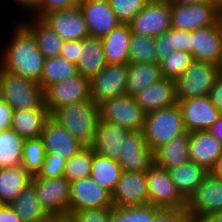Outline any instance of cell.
<instances>
[{"label": "cell", "mask_w": 222, "mask_h": 222, "mask_svg": "<svg viewBox=\"0 0 222 222\" xmlns=\"http://www.w3.org/2000/svg\"><path fill=\"white\" fill-rule=\"evenodd\" d=\"M82 1L83 0H41L39 10L33 18L42 19L50 12L77 7Z\"/></svg>", "instance_id": "45"}, {"label": "cell", "mask_w": 222, "mask_h": 222, "mask_svg": "<svg viewBox=\"0 0 222 222\" xmlns=\"http://www.w3.org/2000/svg\"><path fill=\"white\" fill-rule=\"evenodd\" d=\"M40 137L46 153H54V157L64 158L67 161L84 148L83 144L52 117L45 123Z\"/></svg>", "instance_id": "21"}, {"label": "cell", "mask_w": 222, "mask_h": 222, "mask_svg": "<svg viewBox=\"0 0 222 222\" xmlns=\"http://www.w3.org/2000/svg\"><path fill=\"white\" fill-rule=\"evenodd\" d=\"M14 110L12 107L4 100H0V131L10 129L12 125Z\"/></svg>", "instance_id": "51"}, {"label": "cell", "mask_w": 222, "mask_h": 222, "mask_svg": "<svg viewBox=\"0 0 222 222\" xmlns=\"http://www.w3.org/2000/svg\"><path fill=\"white\" fill-rule=\"evenodd\" d=\"M191 54L194 61L221 67L222 34L217 23L191 31Z\"/></svg>", "instance_id": "19"}, {"label": "cell", "mask_w": 222, "mask_h": 222, "mask_svg": "<svg viewBox=\"0 0 222 222\" xmlns=\"http://www.w3.org/2000/svg\"><path fill=\"white\" fill-rule=\"evenodd\" d=\"M208 132L214 135L222 146V115L217 122L208 129Z\"/></svg>", "instance_id": "55"}, {"label": "cell", "mask_w": 222, "mask_h": 222, "mask_svg": "<svg viewBox=\"0 0 222 222\" xmlns=\"http://www.w3.org/2000/svg\"><path fill=\"white\" fill-rule=\"evenodd\" d=\"M211 2L213 5H215L217 8L222 7V0H208Z\"/></svg>", "instance_id": "60"}, {"label": "cell", "mask_w": 222, "mask_h": 222, "mask_svg": "<svg viewBox=\"0 0 222 222\" xmlns=\"http://www.w3.org/2000/svg\"><path fill=\"white\" fill-rule=\"evenodd\" d=\"M79 47L80 40L64 41L60 56L77 65L79 62Z\"/></svg>", "instance_id": "49"}, {"label": "cell", "mask_w": 222, "mask_h": 222, "mask_svg": "<svg viewBox=\"0 0 222 222\" xmlns=\"http://www.w3.org/2000/svg\"><path fill=\"white\" fill-rule=\"evenodd\" d=\"M66 162L64 158L54 157V153H46L42 167L35 176L43 179L61 177L64 174Z\"/></svg>", "instance_id": "44"}, {"label": "cell", "mask_w": 222, "mask_h": 222, "mask_svg": "<svg viewBox=\"0 0 222 222\" xmlns=\"http://www.w3.org/2000/svg\"><path fill=\"white\" fill-rule=\"evenodd\" d=\"M31 184L45 212L66 220L69 215L70 181L64 176L43 179L33 175Z\"/></svg>", "instance_id": "5"}, {"label": "cell", "mask_w": 222, "mask_h": 222, "mask_svg": "<svg viewBox=\"0 0 222 222\" xmlns=\"http://www.w3.org/2000/svg\"><path fill=\"white\" fill-rule=\"evenodd\" d=\"M220 73L215 64L194 61L175 81L177 100L207 96Z\"/></svg>", "instance_id": "6"}, {"label": "cell", "mask_w": 222, "mask_h": 222, "mask_svg": "<svg viewBox=\"0 0 222 222\" xmlns=\"http://www.w3.org/2000/svg\"><path fill=\"white\" fill-rule=\"evenodd\" d=\"M50 117L51 113L47 108L45 110H15L11 129L24 139L40 137Z\"/></svg>", "instance_id": "31"}, {"label": "cell", "mask_w": 222, "mask_h": 222, "mask_svg": "<svg viewBox=\"0 0 222 222\" xmlns=\"http://www.w3.org/2000/svg\"><path fill=\"white\" fill-rule=\"evenodd\" d=\"M170 5H189L199 2H205L208 0H166Z\"/></svg>", "instance_id": "57"}, {"label": "cell", "mask_w": 222, "mask_h": 222, "mask_svg": "<svg viewBox=\"0 0 222 222\" xmlns=\"http://www.w3.org/2000/svg\"><path fill=\"white\" fill-rule=\"evenodd\" d=\"M79 8L86 21L89 36L102 39L121 24L108 0H83Z\"/></svg>", "instance_id": "18"}, {"label": "cell", "mask_w": 222, "mask_h": 222, "mask_svg": "<svg viewBox=\"0 0 222 222\" xmlns=\"http://www.w3.org/2000/svg\"><path fill=\"white\" fill-rule=\"evenodd\" d=\"M194 62L190 53L173 51L171 56L160 63L163 78L175 80Z\"/></svg>", "instance_id": "41"}, {"label": "cell", "mask_w": 222, "mask_h": 222, "mask_svg": "<svg viewBox=\"0 0 222 222\" xmlns=\"http://www.w3.org/2000/svg\"><path fill=\"white\" fill-rule=\"evenodd\" d=\"M128 63L107 64L90 79V99L97 105L104 101L126 95Z\"/></svg>", "instance_id": "9"}, {"label": "cell", "mask_w": 222, "mask_h": 222, "mask_svg": "<svg viewBox=\"0 0 222 222\" xmlns=\"http://www.w3.org/2000/svg\"><path fill=\"white\" fill-rule=\"evenodd\" d=\"M190 132L182 133L154 151V163L165 169H170L190 160Z\"/></svg>", "instance_id": "26"}, {"label": "cell", "mask_w": 222, "mask_h": 222, "mask_svg": "<svg viewBox=\"0 0 222 222\" xmlns=\"http://www.w3.org/2000/svg\"><path fill=\"white\" fill-rule=\"evenodd\" d=\"M46 156V150L41 137L24 139L22 163L32 176L41 169Z\"/></svg>", "instance_id": "38"}, {"label": "cell", "mask_w": 222, "mask_h": 222, "mask_svg": "<svg viewBox=\"0 0 222 222\" xmlns=\"http://www.w3.org/2000/svg\"><path fill=\"white\" fill-rule=\"evenodd\" d=\"M2 69L0 68V100L2 99Z\"/></svg>", "instance_id": "61"}, {"label": "cell", "mask_w": 222, "mask_h": 222, "mask_svg": "<svg viewBox=\"0 0 222 222\" xmlns=\"http://www.w3.org/2000/svg\"><path fill=\"white\" fill-rule=\"evenodd\" d=\"M90 98V79L80 73L44 90V105L52 113L62 106Z\"/></svg>", "instance_id": "11"}, {"label": "cell", "mask_w": 222, "mask_h": 222, "mask_svg": "<svg viewBox=\"0 0 222 222\" xmlns=\"http://www.w3.org/2000/svg\"><path fill=\"white\" fill-rule=\"evenodd\" d=\"M114 206L105 208L81 209L71 212L67 222H111L112 209Z\"/></svg>", "instance_id": "43"}, {"label": "cell", "mask_w": 222, "mask_h": 222, "mask_svg": "<svg viewBox=\"0 0 222 222\" xmlns=\"http://www.w3.org/2000/svg\"><path fill=\"white\" fill-rule=\"evenodd\" d=\"M208 97L213 105L222 114V71L217 76L214 85L209 90Z\"/></svg>", "instance_id": "50"}, {"label": "cell", "mask_w": 222, "mask_h": 222, "mask_svg": "<svg viewBox=\"0 0 222 222\" xmlns=\"http://www.w3.org/2000/svg\"><path fill=\"white\" fill-rule=\"evenodd\" d=\"M171 5L166 0H149L128 23L132 33L156 37L171 29Z\"/></svg>", "instance_id": "10"}, {"label": "cell", "mask_w": 222, "mask_h": 222, "mask_svg": "<svg viewBox=\"0 0 222 222\" xmlns=\"http://www.w3.org/2000/svg\"><path fill=\"white\" fill-rule=\"evenodd\" d=\"M92 160V148H82V150L66 162L63 176L70 182L90 176Z\"/></svg>", "instance_id": "40"}, {"label": "cell", "mask_w": 222, "mask_h": 222, "mask_svg": "<svg viewBox=\"0 0 222 222\" xmlns=\"http://www.w3.org/2000/svg\"><path fill=\"white\" fill-rule=\"evenodd\" d=\"M9 41L0 51V68L17 76L40 81L44 55L38 50L33 34L18 20Z\"/></svg>", "instance_id": "1"}, {"label": "cell", "mask_w": 222, "mask_h": 222, "mask_svg": "<svg viewBox=\"0 0 222 222\" xmlns=\"http://www.w3.org/2000/svg\"><path fill=\"white\" fill-rule=\"evenodd\" d=\"M31 181L32 175L23 166L0 168V204L12 202Z\"/></svg>", "instance_id": "30"}, {"label": "cell", "mask_w": 222, "mask_h": 222, "mask_svg": "<svg viewBox=\"0 0 222 222\" xmlns=\"http://www.w3.org/2000/svg\"><path fill=\"white\" fill-rule=\"evenodd\" d=\"M170 43L172 52L183 51L191 54V31L171 28Z\"/></svg>", "instance_id": "46"}, {"label": "cell", "mask_w": 222, "mask_h": 222, "mask_svg": "<svg viewBox=\"0 0 222 222\" xmlns=\"http://www.w3.org/2000/svg\"><path fill=\"white\" fill-rule=\"evenodd\" d=\"M156 63L154 37L132 33L129 39L128 64Z\"/></svg>", "instance_id": "37"}, {"label": "cell", "mask_w": 222, "mask_h": 222, "mask_svg": "<svg viewBox=\"0 0 222 222\" xmlns=\"http://www.w3.org/2000/svg\"><path fill=\"white\" fill-rule=\"evenodd\" d=\"M22 12L26 10L29 13V17H33L39 10V5L41 0H11Z\"/></svg>", "instance_id": "52"}, {"label": "cell", "mask_w": 222, "mask_h": 222, "mask_svg": "<svg viewBox=\"0 0 222 222\" xmlns=\"http://www.w3.org/2000/svg\"><path fill=\"white\" fill-rule=\"evenodd\" d=\"M161 208L152 204L129 207H113L111 222H152Z\"/></svg>", "instance_id": "39"}, {"label": "cell", "mask_w": 222, "mask_h": 222, "mask_svg": "<svg viewBox=\"0 0 222 222\" xmlns=\"http://www.w3.org/2000/svg\"><path fill=\"white\" fill-rule=\"evenodd\" d=\"M221 154V143L214 135L208 131L190 133L189 155L191 161L209 171Z\"/></svg>", "instance_id": "24"}, {"label": "cell", "mask_w": 222, "mask_h": 222, "mask_svg": "<svg viewBox=\"0 0 222 222\" xmlns=\"http://www.w3.org/2000/svg\"><path fill=\"white\" fill-rule=\"evenodd\" d=\"M122 169L116 160L93 151L90 177L112 193L121 177Z\"/></svg>", "instance_id": "34"}, {"label": "cell", "mask_w": 222, "mask_h": 222, "mask_svg": "<svg viewBox=\"0 0 222 222\" xmlns=\"http://www.w3.org/2000/svg\"><path fill=\"white\" fill-rule=\"evenodd\" d=\"M217 24H218L220 32L222 34V7L218 8Z\"/></svg>", "instance_id": "58"}, {"label": "cell", "mask_w": 222, "mask_h": 222, "mask_svg": "<svg viewBox=\"0 0 222 222\" xmlns=\"http://www.w3.org/2000/svg\"><path fill=\"white\" fill-rule=\"evenodd\" d=\"M113 206L111 193L90 176L70 182L69 214L73 211Z\"/></svg>", "instance_id": "16"}, {"label": "cell", "mask_w": 222, "mask_h": 222, "mask_svg": "<svg viewBox=\"0 0 222 222\" xmlns=\"http://www.w3.org/2000/svg\"><path fill=\"white\" fill-rule=\"evenodd\" d=\"M123 172H146L154 163V151L148 146L143 131H131L123 141L117 160Z\"/></svg>", "instance_id": "15"}, {"label": "cell", "mask_w": 222, "mask_h": 222, "mask_svg": "<svg viewBox=\"0 0 222 222\" xmlns=\"http://www.w3.org/2000/svg\"><path fill=\"white\" fill-rule=\"evenodd\" d=\"M168 172L177 190L186 201L209 173L203 166L191 160L168 169Z\"/></svg>", "instance_id": "29"}, {"label": "cell", "mask_w": 222, "mask_h": 222, "mask_svg": "<svg viewBox=\"0 0 222 222\" xmlns=\"http://www.w3.org/2000/svg\"><path fill=\"white\" fill-rule=\"evenodd\" d=\"M218 8L209 1L171 5V28L194 31L217 23Z\"/></svg>", "instance_id": "12"}, {"label": "cell", "mask_w": 222, "mask_h": 222, "mask_svg": "<svg viewBox=\"0 0 222 222\" xmlns=\"http://www.w3.org/2000/svg\"><path fill=\"white\" fill-rule=\"evenodd\" d=\"M107 65L103 45L100 38L88 36L80 40L79 62L77 72L91 79L99 74Z\"/></svg>", "instance_id": "25"}, {"label": "cell", "mask_w": 222, "mask_h": 222, "mask_svg": "<svg viewBox=\"0 0 222 222\" xmlns=\"http://www.w3.org/2000/svg\"><path fill=\"white\" fill-rule=\"evenodd\" d=\"M24 138L14 130L0 131V168L21 166Z\"/></svg>", "instance_id": "36"}, {"label": "cell", "mask_w": 222, "mask_h": 222, "mask_svg": "<svg viewBox=\"0 0 222 222\" xmlns=\"http://www.w3.org/2000/svg\"><path fill=\"white\" fill-rule=\"evenodd\" d=\"M209 173L213 177L222 180V154L216 159L213 167L209 170Z\"/></svg>", "instance_id": "56"}, {"label": "cell", "mask_w": 222, "mask_h": 222, "mask_svg": "<svg viewBox=\"0 0 222 222\" xmlns=\"http://www.w3.org/2000/svg\"><path fill=\"white\" fill-rule=\"evenodd\" d=\"M51 117L84 147H90L93 144L100 119V109L99 105L90 98L55 109Z\"/></svg>", "instance_id": "2"}, {"label": "cell", "mask_w": 222, "mask_h": 222, "mask_svg": "<svg viewBox=\"0 0 222 222\" xmlns=\"http://www.w3.org/2000/svg\"><path fill=\"white\" fill-rule=\"evenodd\" d=\"M188 222H222V213L187 216Z\"/></svg>", "instance_id": "54"}, {"label": "cell", "mask_w": 222, "mask_h": 222, "mask_svg": "<svg viewBox=\"0 0 222 222\" xmlns=\"http://www.w3.org/2000/svg\"><path fill=\"white\" fill-rule=\"evenodd\" d=\"M2 99L12 109L45 110L44 90L38 82L2 70Z\"/></svg>", "instance_id": "4"}, {"label": "cell", "mask_w": 222, "mask_h": 222, "mask_svg": "<svg viewBox=\"0 0 222 222\" xmlns=\"http://www.w3.org/2000/svg\"><path fill=\"white\" fill-rule=\"evenodd\" d=\"M9 205L22 222H39L49 217L40 205L32 184L28 185Z\"/></svg>", "instance_id": "33"}, {"label": "cell", "mask_w": 222, "mask_h": 222, "mask_svg": "<svg viewBox=\"0 0 222 222\" xmlns=\"http://www.w3.org/2000/svg\"><path fill=\"white\" fill-rule=\"evenodd\" d=\"M100 118L131 131H142L146 113L136 103L135 98L123 95L104 101L99 105Z\"/></svg>", "instance_id": "8"}, {"label": "cell", "mask_w": 222, "mask_h": 222, "mask_svg": "<svg viewBox=\"0 0 222 222\" xmlns=\"http://www.w3.org/2000/svg\"><path fill=\"white\" fill-rule=\"evenodd\" d=\"M0 222H22L9 204H0Z\"/></svg>", "instance_id": "53"}, {"label": "cell", "mask_w": 222, "mask_h": 222, "mask_svg": "<svg viewBox=\"0 0 222 222\" xmlns=\"http://www.w3.org/2000/svg\"><path fill=\"white\" fill-rule=\"evenodd\" d=\"M41 20L64 41L83 40L89 36L86 21L79 6L50 12Z\"/></svg>", "instance_id": "20"}, {"label": "cell", "mask_w": 222, "mask_h": 222, "mask_svg": "<svg viewBox=\"0 0 222 222\" xmlns=\"http://www.w3.org/2000/svg\"><path fill=\"white\" fill-rule=\"evenodd\" d=\"M186 216L222 213V180L208 173L186 201Z\"/></svg>", "instance_id": "13"}, {"label": "cell", "mask_w": 222, "mask_h": 222, "mask_svg": "<svg viewBox=\"0 0 222 222\" xmlns=\"http://www.w3.org/2000/svg\"><path fill=\"white\" fill-rule=\"evenodd\" d=\"M20 21L35 37L38 50L44 55V58L60 56L64 40L58 36L46 23L41 19L30 18Z\"/></svg>", "instance_id": "27"}, {"label": "cell", "mask_w": 222, "mask_h": 222, "mask_svg": "<svg viewBox=\"0 0 222 222\" xmlns=\"http://www.w3.org/2000/svg\"><path fill=\"white\" fill-rule=\"evenodd\" d=\"M152 222H188L185 210L161 208Z\"/></svg>", "instance_id": "48"}, {"label": "cell", "mask_w": 222, "mask_h": 222, "mask_svg": "<svg viewBox=\"0 0 222 222\" xmlns=\"http://www.w3.org/2000/svg\"><path fill=\"white\" fill-rule=\"evenodd\" d=\"M130 132L131 130L125 127L103 121L100 118L94 142L90 147L94 152L117 161L122 152L123 141Z\"/></svg>", "instance_id": "23"}, {"label": "cell", "mask_w": 222, "mask_h": 222, "mask_svg": "<svg viewBox=\"0 0 222 222\" xmlns=\"http://www.w3.org/2000/svg\"><path fill=\"white\" fill-rule=\"evenodd\" d=\"M187 132L208 131L221 117L208 95L177 100Z\"/></svg>", "instance_id": "14"}, {"label": "cell", "mask_w": 222, "mask_h": 222, "mask_svg": "<svg viewBox=\"0 0 222 222\" xmlns=\"http://www.w3.org/2000/svg\"><path fill=\"white\" fill-rule=\"evenodd\" d=\"M115 16L122 24H128L149 0H108Z\"/></svg>", "instance_id": "42"}, {"label": "cell", "mask_w": 222, "mask_h": 222, "mask_svg": "<svg viewBox=\"0 0 222 222\" xmlns=\"http://www.w3.org/2000/svg\"><path fill=\"white\" fill-rule=\"evenodd\" d=\"M133 97L145 113L169 108L178 103L175 80L167 78L149 85Z\"/></svg>", "instance_id": "22"}, {"label": "cell", "mask_w": 222, "mask_h": 222, "mask_svg": "<svg viewBox=\"0 0 222 222\" xmlns=\"http://www.w3.org/2000/svg\"><path fill=\"white\" fill-rule=\"evenodd\" d=\"M63 219H60L56 216H49L46 219L39 221V222H63Z\"/></svg>", "instance_id": "59"}, {"label": "cell", "mask_w": 222, "mask_h": 222, "mask_svg": "<svg viewBox=\"0 0 222 222\" xmlns=\"http://www.w3.org/2000/svg\"><path fill=\"white\" fill-rule=\"evenodd\" d=\"M142 131L148 146L153 151L176 136L185 133L186 129L179 105L146 113Z\"/></svg>", "instance_id": "3"}, {"label": "cell", "mask_w": 222, "mask_h": 222, "mask_svg": "<svg viewBox=\"0 0 222 222\" xmlns=\"http://www.w3.org/2000/svg\"><path fill=\"white\" fill-rule=\"evenodd\" d=\"M76 64L61 56L47 58L44 61L43 73L39 81L43 90L76 75Z\"/></svg>", "instance_id": "35"}, {"label": "cell", "mask_w": 222, "mask_h": 222, "mask_svg": "<svg viewBox=\"0 0 222 222\" xmlns=\"http://www.w3.org/2000/svg\"><path fill=\"white\" fill-rule=\"evenodd\" d=\"M149 204L164 209H186V200L177 190L167 169L153 163L146 171Z\"/></svg>", "instance_id": "7"}, {"label": "cell", "mask_w": 222, "mask_h": 222, "mask_svg": "<svg viewBox=\"0 0 222 222\" xmlns=\"http://www.w3.org/2000/svg\"><path fill=\"white\" fill-rule=\"evenodd\" d=\"M156 63L160 64L165 59L169 58L172 53L170 43V30L154 37Z\"/></svg>", "instance_id": "47"}, {"label": "cell", "mask_w": 222, "mask_h": 222, "mask_svg": "<svg viewBox=\"0 0 222 222\" xmlns=\"http://www.w3.org/2000/svg\"><path fill=\"white\" fill-rule=\"evenodd\" d=\"M111 200L114 207L149 204L146 172H122Z\"/></svg>", "instance_id": "17"}, {"label": "cell", "mask_w": 222, "mask_h": 222, "mask_svg": "<svg viewBox=\"0 0 222 222\" xmlns=\"http://www.w3.org/2000/svg\"><path fill=\"white\" fill-rule=\"evenodd\" d=\"M163 78L160 64H128L126 95L135 96L149 85Z\"/></svg>", "instance_id": "32"}, {"label": "cell", "mask_w": 222, "mask_h": 222, "mask_svg": "<svg viewBox=\"0 0 222 222\" xmlns=\"http://www.w3.org/2000/svg\"><path fill=\"white\" fill-rule=\"evenodd\" d=\"M131 34L129 24L121 23L101 39L107 64L128 63L129 39Z\"/></svg>", "instance_id": "28"}]
</instances>
